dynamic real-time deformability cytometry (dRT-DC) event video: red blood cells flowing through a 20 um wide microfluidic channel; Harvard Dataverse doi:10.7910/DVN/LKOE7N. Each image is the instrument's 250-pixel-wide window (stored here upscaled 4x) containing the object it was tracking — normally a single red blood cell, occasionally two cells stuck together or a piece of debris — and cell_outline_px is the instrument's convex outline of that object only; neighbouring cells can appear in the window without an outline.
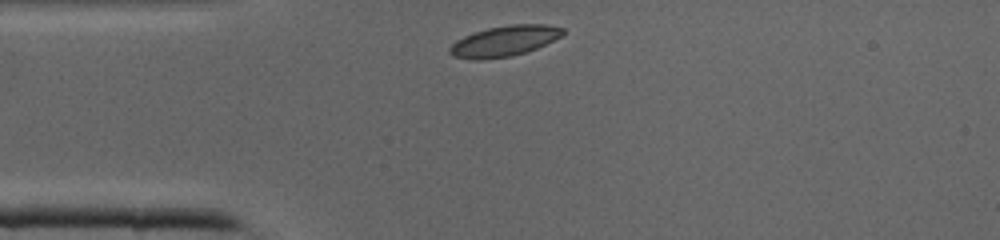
{"species": "common noctule bat (a hibernating species)", "species_latin": "Nyctalus noctula", "temperature_condition": "cold", "stored_images_in_passage": 25, "camera_frame_rate_fps": 3000, "um_per_image_px": 0.085, "animal": {"sex": "male", "body_mass_g": 19.0, "forearm_length_mm": 50.8}, "frame": {"image": 1, "passage_image": 1, "time_ms": 0.0, "image_size_px": [1000, 240], "cell_outline_px": [[564, 32], [560, 36], [536, 48], [512, 56], [480, 60], [472, 60], [452, 56], [448, 52], [448, 48], [456, 40], [464, 36], [488, 28], [512, 24], [548, 24], [564, 28]], "centroid_in_image_um": [42.82, 3.49], "position_along_channel_um": 42.2, "area_um2": 20.06}}
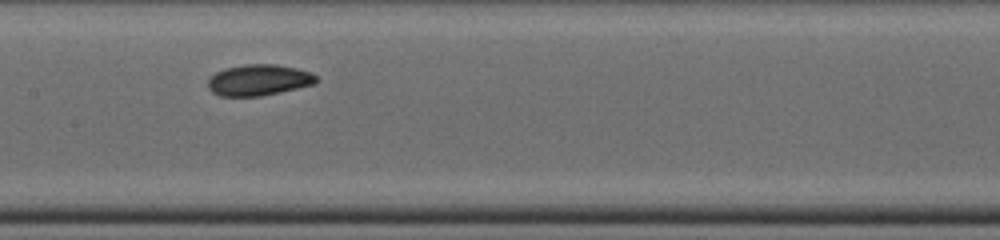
{"frame": {"image": 2, "passage_image": 11, "time_ms": 3.333, "image_size_px": [1000, 240], "cell_outline_px": [[320, 80], [316, 84], [280, 92], [260, 96], [220, 96], [212, 92], [208, 88], [208, 80], [216, 72], [224, 68], [244, 64], [276, 64], [296, 68], [312, 72]], "centroid_in_image_um": [22.02, 6.8], "position_along_channel_um": 185.4, "area_um2": 19.83}}
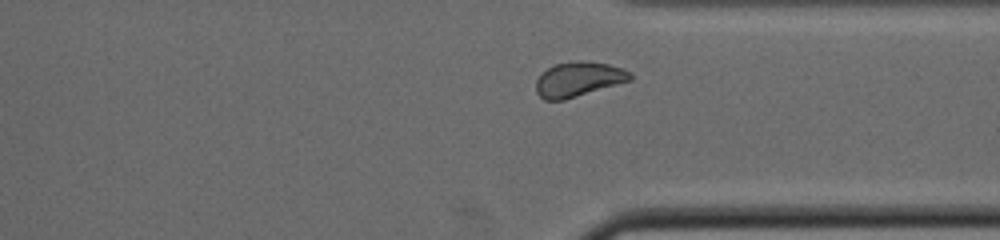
{"frame": {"image": 3, "passage_image": 22, "time_ms": 7.0, "image_size_px": [1000, 240], "cell_outline_px": [[632, 80], [564, 100], [544, 100], [536, 92], [536, 80], [548, 68], [556, 64], [576, 60], [580, 60], [608, 64], [632, 72]], "centroid_in_image_um": [49.18, 6.74], "position_along_channel_um": 362.2, "area_um2": 18.96}}